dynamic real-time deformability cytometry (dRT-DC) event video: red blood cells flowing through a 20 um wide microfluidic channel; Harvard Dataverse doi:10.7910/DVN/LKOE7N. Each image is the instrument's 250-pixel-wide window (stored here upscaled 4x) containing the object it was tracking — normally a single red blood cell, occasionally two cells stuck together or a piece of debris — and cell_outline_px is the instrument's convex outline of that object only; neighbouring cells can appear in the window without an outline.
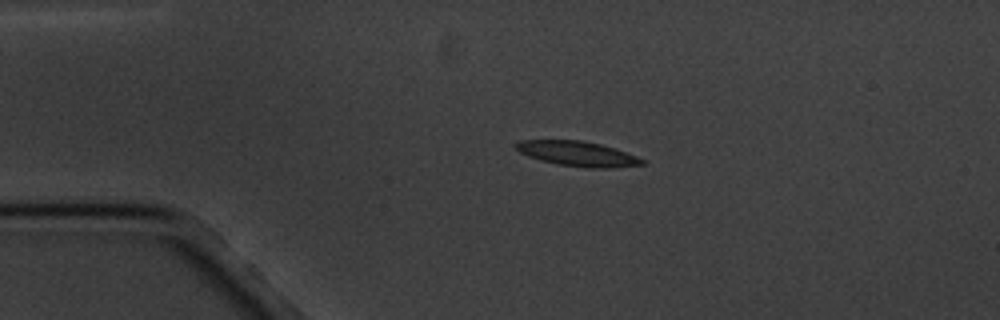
{"species": "common noctule bat (a hibernating species)", "species_latin": "Nyctalus noctula", "temperature_condition": "cold", "stored_images_in_passage": 9, "camera_frame_rate_fps": 3000, "um_per_image_px": 0.085, "animal": {"sex": "male", "body_mass_g": 20.1, "forearm_length_mm": 53.5}, "frame": {"image": 1, "passage_image": 3, "time_ms": 2.333, "image_size_px": [1000, 320], "cell_outline_px": [[644, 164], [608, 168], [588, 168], [560, 164], [540, 160], [528, 156], [520, 152], [512, 144], [520, 140], [580, 140], [600, 144], [616, 148], [636, 156], [644, 160]], "centroid_in_image_um": [49.07, 13.05], "position_along_channel_um": 35.9, "area_um2": 18.21}}
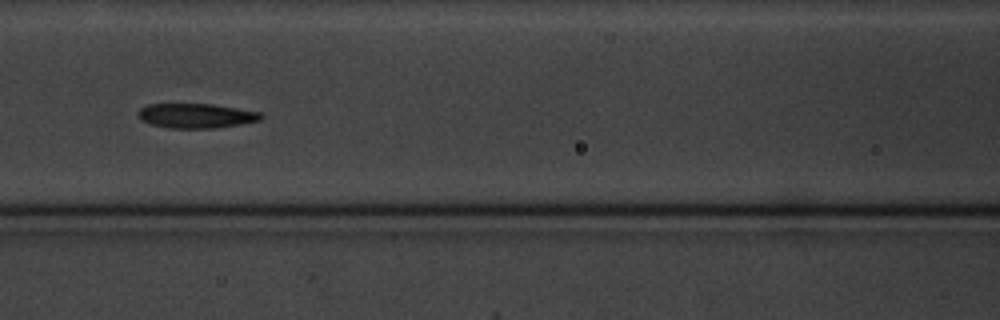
{"frame": {"image": 2, "passage_image": 7, "time_ms": 6.667, "image_size_px": [1000, 320], "cell_outline_px": [[264, 116], [260, 120], [240, 124], [216, 128], [168, 128], [152, 124], [140, 120], [136, 112], [140, 108], [148, 104], [212, 104], [260, 112]], "centroid_in_image_um": [16.64, 9.84], "position_along_channel_um": 150.0, "area_um2": 17.63}}
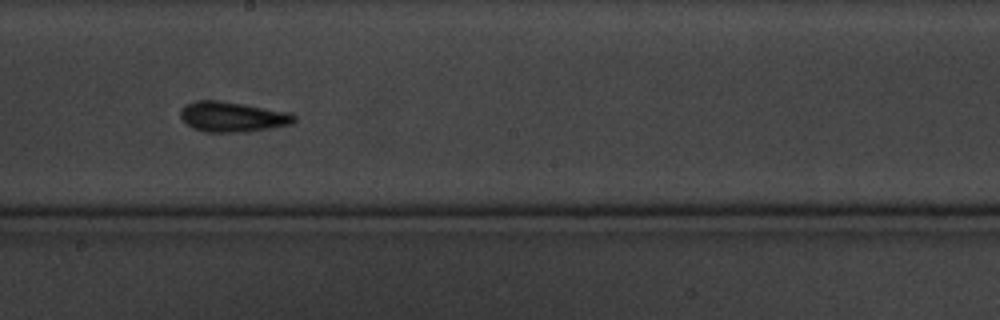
{"frame": {"image": 3, "passage_image": 9, "time_ms": 9.0, "image_size_px": [1000, 320], "cell_outline_px": [[296, 120], [292, 124], [272, 128], [248, 132], [208, 132], [196, 128], [188, 124], [180, 116], [180, 108], [196, 100], [212, 100], [240, 104], [288, 112], [296, 116]], "centroid_in_image_um": [19.78, 9.94], "position_along_channel_um": 228.4, "area_um2": 19.65}}